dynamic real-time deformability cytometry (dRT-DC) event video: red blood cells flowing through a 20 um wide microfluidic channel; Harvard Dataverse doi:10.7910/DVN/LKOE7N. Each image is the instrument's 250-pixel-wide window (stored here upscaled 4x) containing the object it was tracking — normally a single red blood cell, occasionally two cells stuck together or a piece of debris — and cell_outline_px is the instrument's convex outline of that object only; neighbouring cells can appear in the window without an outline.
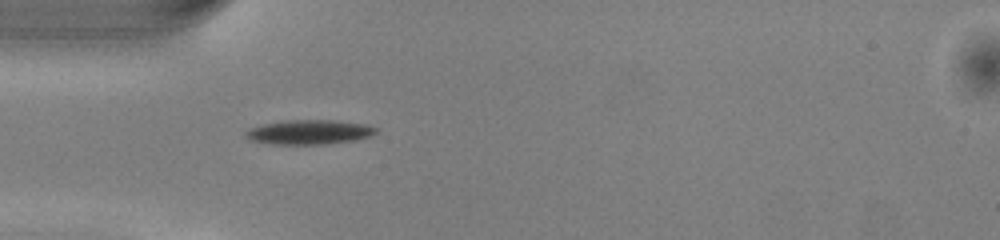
{"species": "common noctule bat (a hibernating species)", "species_latin": "Nyctalus noctula", "temperature_condition": "warm", "stored_images_in_passage": 35, "camera_frame_rate_fps": 3000, "um_per_image_px": 0.085, "animal": {"sex": "male", "body_mass_g": 13.0, "forearm_length_mm": 53.1}, "frame": {"image": 1, "passage_image": 2, "time_ms": 0.333, "image_size_px": [1000, 240], "cell_outline_px": [[376, 132], [368, 136], [356, 140], [324, 144], [272, 144], [252, 140], [244, 136], [244, 132], [248, 128], [264, 124], [284, 120], [336, 120], [364, 124], [376, 128]], "centroid_in_image_um": [26.24, 11.22], "position_along_channel_um": 58.8, "area_um2": 18.5}}
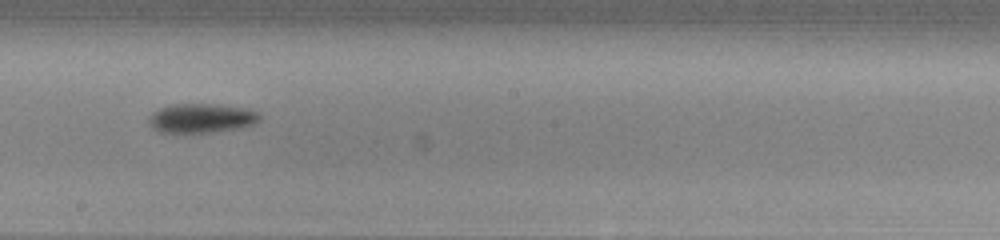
{"frame": {"image": 2, "passage_image": 15, "time_ms": 4.667, "image_size_px": [1000, 240], "cell_outline_px": [[260, 120], [252, 124], [240, 128], [212, 132], [160, 132], [152, 128], [148, 124], [148, 120], [152, 112], [160, 108], [172, 104], [220, 104], [248, 108], [260, 112]], "centroid_in_image_um": [17.14, 10.03], "position_along_channel_um": 231.1, "area_um2": 19.07}}
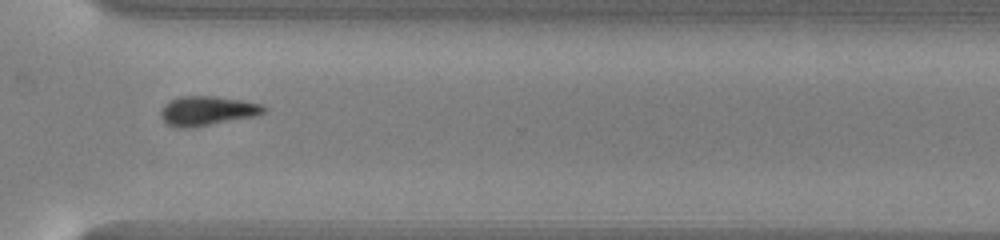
{"frame": {"image": 3, "passage_image": 24, "time_ms": 7.667, "image_size_px": [1000, 240], "cell_outline_px": [[268, 108], [264, 112], [256, 116], [184, 128], [180, 128], [168, 124], [160, 116], [160, 112], [164, 104], [180, 96], [216, 96], [244, 100], [260, 104]], "centroid_in_image_um": [17.63, 9.4], "position_along_channel_um": 353.0, "area_um2": 17.4}, "authors_computed_cell_mechanics": {"area_um2": 17.8602, "velocity_mm_per_s": 4.056, "shape_relaxation_time_tau1_ms": 1.6209, "shape_relaxation_time_tau2_ms": null, "deformation_change_tau1": 0.1096, "deformation_change_tau2": null}}